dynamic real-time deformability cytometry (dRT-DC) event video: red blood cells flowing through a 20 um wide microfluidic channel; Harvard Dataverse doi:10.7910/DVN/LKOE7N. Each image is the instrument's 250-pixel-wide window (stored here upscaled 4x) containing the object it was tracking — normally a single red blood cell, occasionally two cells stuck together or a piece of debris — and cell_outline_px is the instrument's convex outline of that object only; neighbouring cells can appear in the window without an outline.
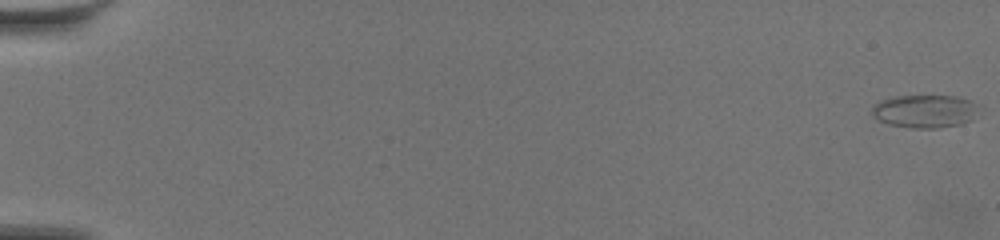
{"species": "common noctule bat (a hibernating species)", "species_latin": "Nyctalus noctula", "temperature_condition": "warm", "stored_images_in_passage": 62, "camera_frame_rate_fps": 3000, "um_per_image_px": 0.085, "animal": {"sex": "female", "body_mass_g": 19.5, "forearm_length_mm": 54.1}, "frame": {"image": 1, "passage_image": 1, "time_ms": 0.0, "image_size_px": [1000, 240], "cell_outline_px": [[980, 104], [972, 120], [960, 124], [936, 128], [912, 128], [888, 124], [876, 120], [872, 116], [872, 108], [880, 100], [892, 96], [956, 96], [972, 100]], "centroid_in_image_um": [78.61, 9.45], "position_along_channel_um": 6.4, "area_um2": 20.81}}
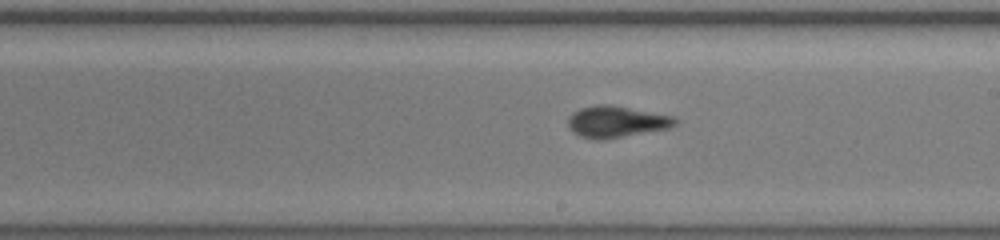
{"frame": {"image": 2, "passage_image": 38, "time_ms": 12.333, "image_size_px": [1000, 240], "cell_outline_px": [[680, 120], [676, 124], [668, 128], [600, 140], [596, 140], [580, 136], [572, 132], [568, 128], [568, 116], [572, 112], [580, 108], [596, 104], [608, 104], [672, 116]], "centroid_in_image_um": [52.33, 10.34], "position_along_channel_um": 236.7, "area_um2": 19.54}}
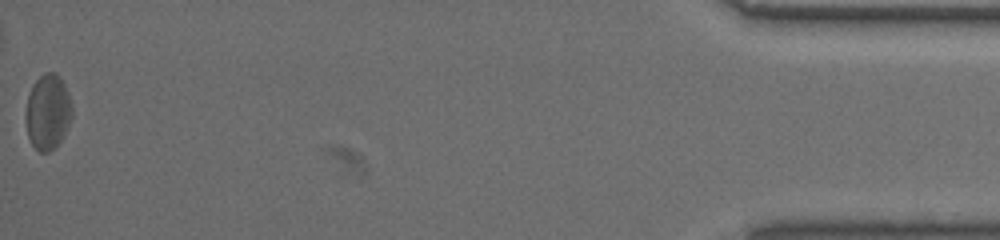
{"frame": {"image": 3, "passage_image": 62, "time_ms": 20.333, "image_size_px": [1000, 240], "cell_outline_px": [[72, 116], [64, 136], [48, 152], [40, 152], [32, 144], [28, 136], [24, 120], [24, 116], [28, 96], [32, 84], [44, 72], [56, 72], [60, 76], [68, 92], [72, 108]], "centroid_in_image_um": [4.04, 9.49], "position_along_channel_um": 431.2, "area_um2": 20.46}, "authors_computed_cell_mechanics": {"area_um2": 19.0162, "velocity_mm_per_s": 3.5256, "shape_relaxation_time_tau1_ms": 3.1461, "shape_relaxation_time_tau2_ms": 2.2067, "deformation_change_tau1": 0.122, "deformation_change_tau2": 0.0919}}